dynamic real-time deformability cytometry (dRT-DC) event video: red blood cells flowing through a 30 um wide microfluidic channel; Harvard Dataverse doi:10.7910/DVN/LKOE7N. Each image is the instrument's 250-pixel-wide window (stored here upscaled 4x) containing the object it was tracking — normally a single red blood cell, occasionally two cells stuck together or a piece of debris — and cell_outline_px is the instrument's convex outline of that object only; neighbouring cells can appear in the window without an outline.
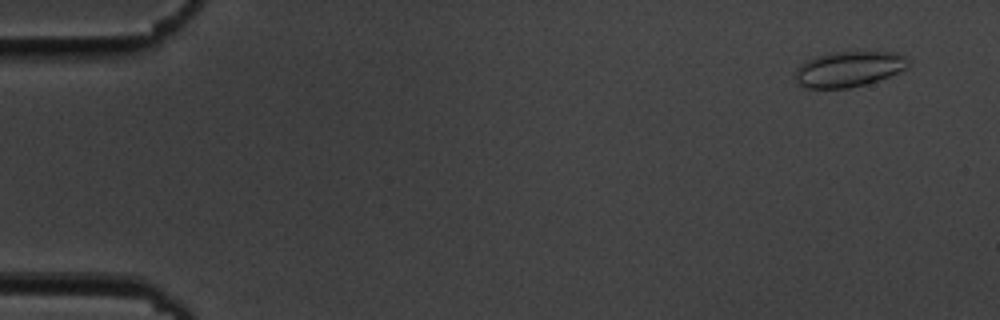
{"species": "common noctule bat (a hibernating species)", "species_latin": "Nyctalus noctula", "temperature_condition": "cold", "stored_images_in_passage": 53, "camera_frame_rate_fps": 3000, "um_per_image_px": 0.085, "animal": {"sex": "male", "body_mass_g": 19.5, "forearm_length_mm": 54.6}, "frame": {"image": 1, "passage_image": 4, "time_ms": 1.0, "image_size_px": [1000, 320], "cell_outline_px": [[912, 60], [908, 68], [888, 76], [864, 84], [848, 88], [804, 88], [796, 80], [796, 68], [808, 60], [816, 56], [832, 52], [896, 52]], "centroid_in_image_um": [72.18, 5.86], "position_along_channel_um": 12.8, "area_um2": 23.24}}
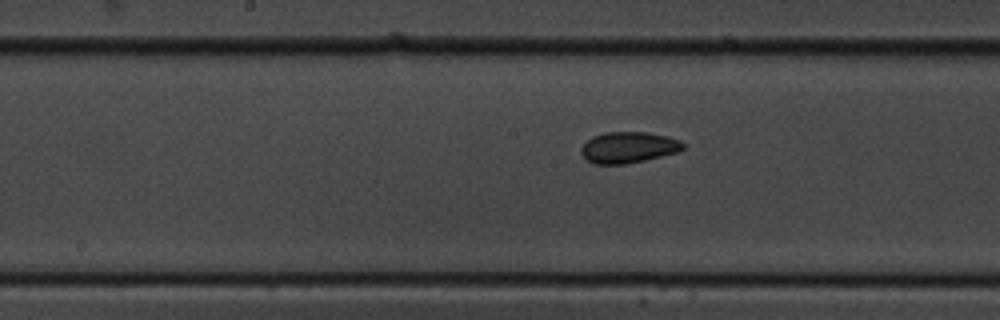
{"frame": {"image": 2, "passage_image": 29, "time_ms": 9.333, "image_size_px": [1000, 320], "cell_outline_px": [[684, 148], [676, 152], [644, 160], [624, 164], [592, 164], [580, 152], [580, 148], [592, 136], [604, 132], [648, 132], [668, 136], [680, 140], [684, 144]], "centroid_in_image_um": [53.4, 12.52], "position_along_channel_um": 194.8, "area_um2": 18.44}}
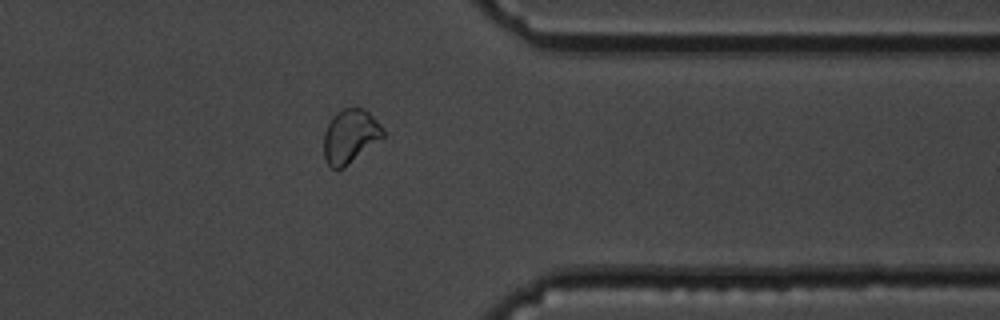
{"frame": {"image": 3, "passage_image": 45, "time_ms": 14.667, "image_size_px": [1000, 320], "cell_outline_px": [[384, 136], [344, 168], [332, 168], [328, 164], [324, 156], [324, 132], [332, 116], [336, 112], [344, 108], [364, 108], [384, 128]], "centroid_in_image_um": [29.75, 11.57], "position_along_channel_um": 381.6, "area_um2": 18.44}}